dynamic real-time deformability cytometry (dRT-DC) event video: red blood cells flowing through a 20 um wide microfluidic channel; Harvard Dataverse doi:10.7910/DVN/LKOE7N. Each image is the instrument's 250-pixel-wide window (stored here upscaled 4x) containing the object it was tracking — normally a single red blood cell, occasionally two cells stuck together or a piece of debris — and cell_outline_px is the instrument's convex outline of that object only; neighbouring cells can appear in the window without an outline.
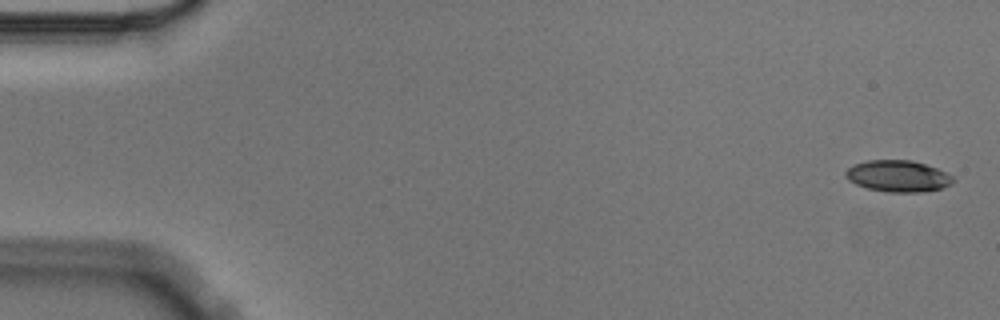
{"species": "Egyptian fruit bat (a non-hibernating species)", "species_latin": "Rousettus aegyptiacus", "temperature_condition": "cold", "stored_images_in_passage": 6, "camera_frame_rate_fps": 3000, "um_per_image_px": 0.085, "animal": {"sex": "male"}, "frame": {"image": 1, "passage_image": 1, "time_ms": 0.0, "image_size_px": [1000, 320], "cell_outline_px": [[956, 180], [952, 184], [944, 188], [920, 192], [888, 192], [868, 188], [856, 184], [848, 180], [844, 176], [844, 172], [848, 168], [856, 164], [868, 160], [912, 160], [936, 168], [952, 176]], "centroid_in_image_um": [76.34, 14.97], "position_along_channel_um": 8.7, "area_um2": 19.71}}
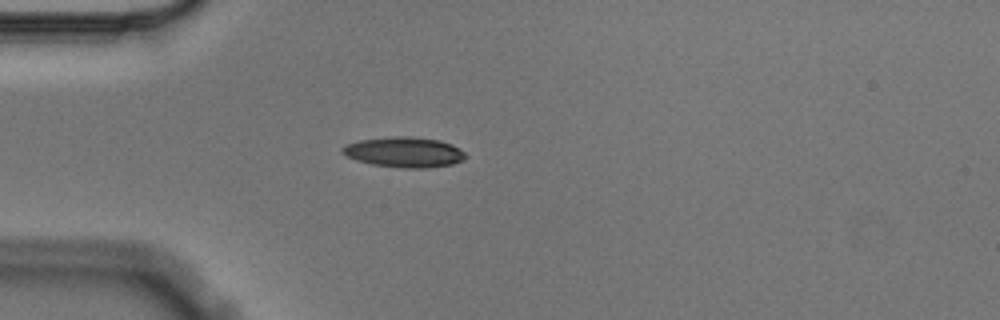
{"frame": {"image": 2, "passage_image": 5, "time_ms": 1.333, "image_size_px": [1000, 320], "cell_outline_px": [[468, 156], [464, 160], [452, 164], [424, 168], [400, 168], [372, 164], [356, 160], [340, 152], [340, 148], [344, 144], [360, 140], [392, 136], [412, 136], [440, 140], [452, 144], [460, 148]], "centroid_in_image_um": [34.36, 12.92], "position_along_channel_um": 50.6, "area_um2": 22.02}}